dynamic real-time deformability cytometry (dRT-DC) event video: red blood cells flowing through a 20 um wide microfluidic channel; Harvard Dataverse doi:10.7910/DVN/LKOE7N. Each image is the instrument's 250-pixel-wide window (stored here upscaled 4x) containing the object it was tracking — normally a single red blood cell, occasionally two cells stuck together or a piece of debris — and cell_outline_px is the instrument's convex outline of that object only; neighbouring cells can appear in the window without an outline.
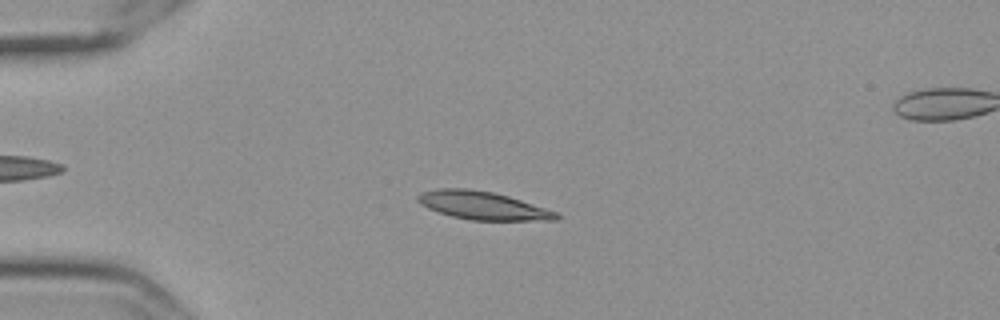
{"species": "Egyptian fruit bat (a non-hibernating species)", "species_latin": "Rousettus aegyptiacus", "temperature_condition": "cold", "stored_images_in_passage": 57, "camera_frame_rate_fps": 3000, "um_per_image_px": 0.085, "frame": {"image": 1, "passage_image": 14, "time_ms": 4.333, "image_size_px": [1000, 320], "cell_outline_px": [[560, 220], [472, 220], [452, 216], [428, 208], [420, 204], [416, 200], [416, 196], [420, 192], [436, 188], [468, 188], [492, 192], [508, 196], [556, 212], [560, 216]], "centroid_in_image_um": [40.98, 17.46], "position_along_channel_um": 44.0, "area_um2": 22.54}}
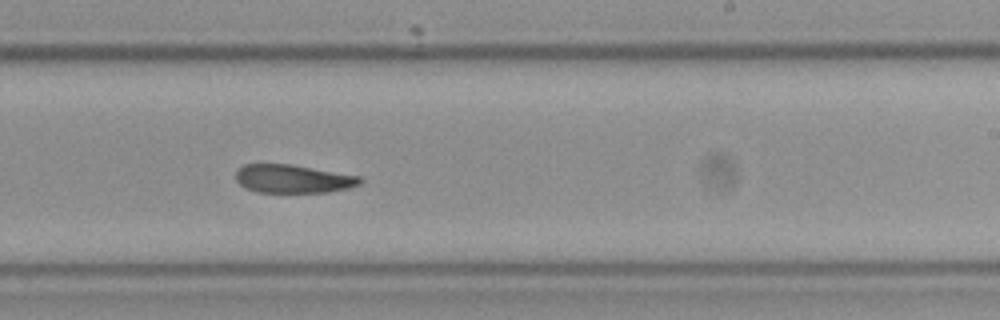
{"frame": {"image": 2, "passage_image": 35, "time_ms": 11.333, "image_size_px": [1000, 320], "cell_outline_px": [[364, 180], [360, 184], [348, 188], [328, 192], [260, 192], [244, 188], [236, 180], [236, 172], [244, 164], [288, 164], [360, 176]], "centroid_in_image_um": [24.91, 15.2], "position_along_channel_um": 264.1, "area_um2": 20.35}}
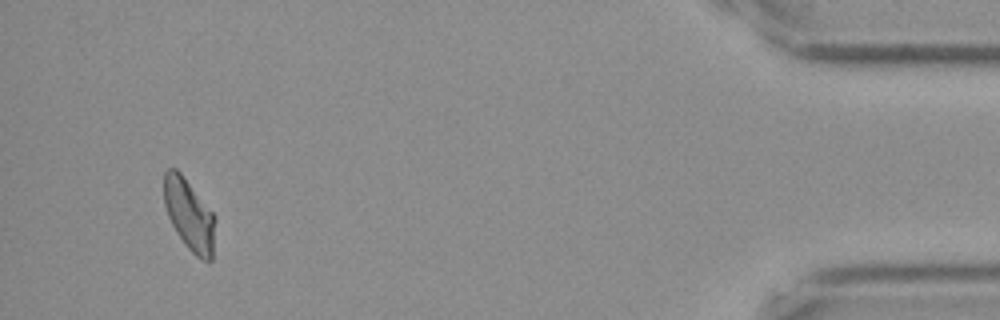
{"frame": {"image": 3, "passage_image": 54, "time_ms": 17.667, "image_size_px": [1000, 320], "cell_outline_px": [[212, 260], [200, 260], [188, 248], [176, 232], [168, 216], [164, 204], [164, 172], [168, 168], [176, 168], [180, 172], [212, 212]], "centroid_in_image_um": [16.01, 18.22], "position_along_channel_um": 419.2, "area_um2": 20.46}, "authors_computed_cell_mechanics": {"area_um2": 21.386, "velocity_mm_per_s": 3.5253, "shape_relaxation_time_tau1_ms": 9.2112, "shape_relaxation_time_tau2_ms": 6.2383, "deformation_change_tau1": 0.2024, "deformation_change_tau2": 0.1289}}